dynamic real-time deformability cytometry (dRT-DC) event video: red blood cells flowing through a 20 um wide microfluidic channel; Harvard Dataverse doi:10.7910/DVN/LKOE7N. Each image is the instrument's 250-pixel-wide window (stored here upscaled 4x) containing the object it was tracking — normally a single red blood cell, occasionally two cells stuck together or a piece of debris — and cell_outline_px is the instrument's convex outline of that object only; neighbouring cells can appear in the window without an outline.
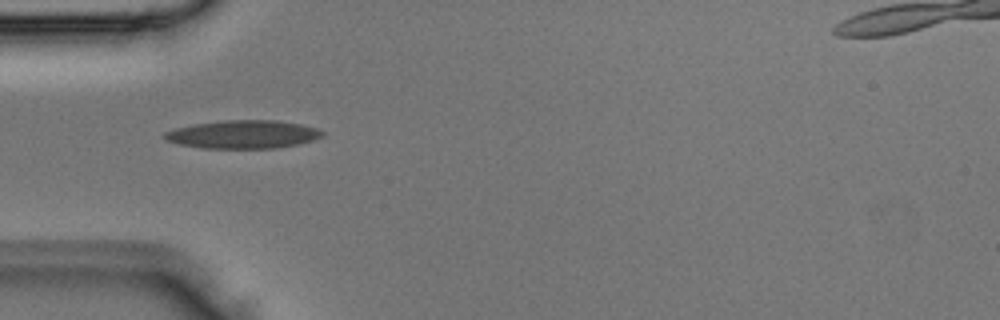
{"species": "Egyptian fruit bat (a non-hibernating species)", "species_latin": "Rousettus aegyptiacus", "temperature_condition": "room temperature", "stored_images_in_passage": 3, "camera_frame_rate_fps": 3000, "um_per_image_px": 0.085, "animal": {"sex": "male"}, "frame": {"image": 1, "passage_image": 2, "time_ms": 0.333, "image_size_px": [1000, 320], "cell_outline_px": [[324, 136], [312, 140], [296, 144], [276, 148], [204, 148], [180, 144], [168, 140], [160, 136], [164, 132], [176, 128], [192, 124], [224, 120], [276, 120], [300, 124], [316, 128], [324, 132]], "centroid_in_image_um": [20.64, 11.41], "position_along_channel_um": 64.4, "area_um2": 25.84}}